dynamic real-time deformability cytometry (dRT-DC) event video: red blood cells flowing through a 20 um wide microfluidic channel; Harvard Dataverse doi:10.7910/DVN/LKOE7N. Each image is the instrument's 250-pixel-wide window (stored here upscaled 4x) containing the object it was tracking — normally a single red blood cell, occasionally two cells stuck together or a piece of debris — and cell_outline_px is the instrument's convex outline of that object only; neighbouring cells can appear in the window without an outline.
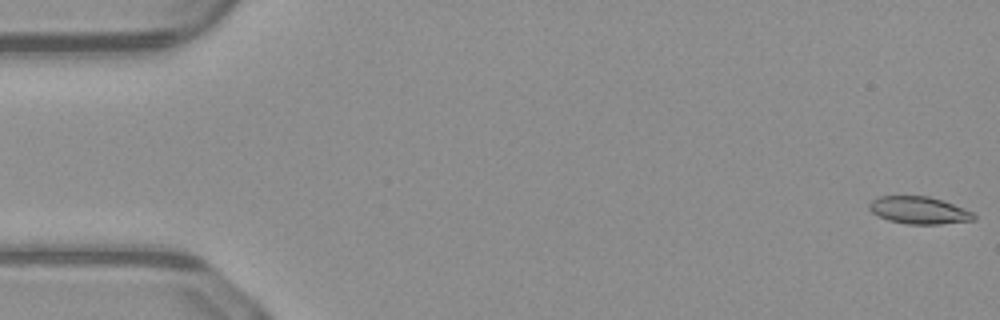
{"species": "common noctule bat (a hibernating species)", "species_latin": "Nyctalus noctula", "temperature_condition": "warm", "stored_images_in_passage": 51, "camera_frame_rate_fps": 3000, "um_per_image_px": 0.085, "animal": {"sex": "male", "body_mass_g": 23.1, "forearm_length_mm": 52.7}, "frame": {"image": 1, "passage_image": 1, "time_ms": 0.0, "image_size_px": [1000, 320], "cell_outline_px": [[976, 220], [940, 224], [908, 224], [888, 220], [872, 212], [868, 208], [868, 204], [872, 200], [880, 196], [928, 196], [944, 200], [964, 208], [972, 212], [976, 216]], "centroid_in_image_um": [78.14, 17.87], "position_along_channel_um": 6.9, "area_um2": 16.7}}
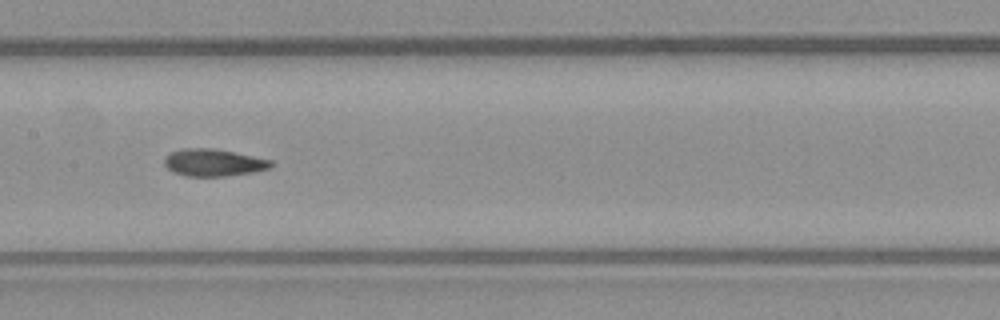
{"frame": {"image": 2, "passage_image": 25, "time_ms": 8.0, "image_size_px": [1000, 320], "cell_outline_px": [[276, 164], [272, 168], [252, 172], [224, 176], [184, 176], [172, 172], [164, 164], [164, 160], [172, 152], [184, 148], [212, 148], [272, 160]], "centroid_in_image_um": [18.18, 13.83], "position_along_channel_um": 189.2, "area_um2": 16.82}}
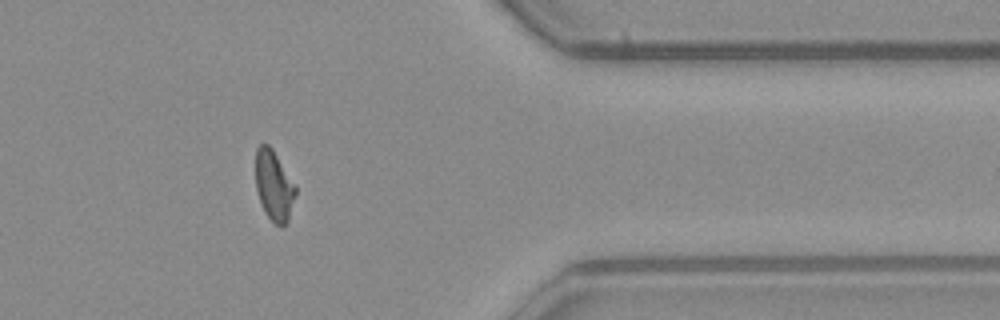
{"frame": {"image": 3, "passage_image": 41, "time_ms": 13.333, "image_size_px": [1000, 320], "cell_outline_px": [[296, 192], [288, 220], [284, 224], [276, 224], [264, 212], [256, 188], [256, 148], [260, 144], [268, 144], [272, 148], [296, 184]], "centroid_in_image_um": [23.29, 15.73], "position_along_channel_um": 388.1, "area_um2": 16.18}, "authors_computed_cell_mechanics": {"area_um2": 16.7042, "velocity_mm_per_s": 4.1352, "shape_relaxation_time_tau1_ms": 6.2787, "shape_relaxation_time_tau2_ms": 1.9134, "deformation_change_tau1": 0.1608, "deformation_change_tau2": 0.0799}}